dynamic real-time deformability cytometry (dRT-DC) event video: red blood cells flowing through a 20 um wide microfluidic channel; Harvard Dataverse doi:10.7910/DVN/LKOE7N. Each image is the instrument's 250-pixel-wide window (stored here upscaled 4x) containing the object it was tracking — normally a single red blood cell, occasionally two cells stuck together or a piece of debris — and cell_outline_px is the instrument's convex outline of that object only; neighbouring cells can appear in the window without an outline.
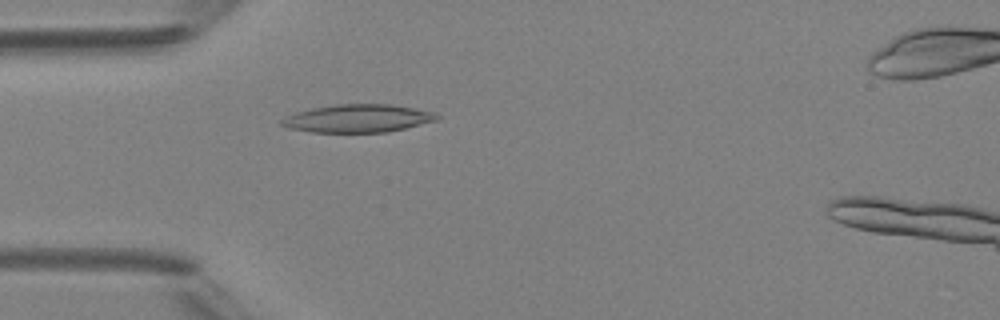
{"species": "Egyptian fruit bat (a non-hibernating species)", "species_latin": "Rousettus aegyptiacus", "temperature_condition": "room temperature", "stored_images_in_passage": 4, "camera_frame_rate_fps": 3000, "um_per_image_px": 0.085, "animal": {"sex": "female"}, "frame": {"image": 1, "passage_image": 4, "time_ms": 3.333, "image_size_px": [1000, 320], "cell_outline_px": [[440, 116], [436, 120], [404, 128], [384, 132], [312, 132], [288, 128], [280, 124], [280, 120], [284, 116], [296, 112], [312, 108], [336, 104], [392, 104], [432, 112]], "centroid_in_image_um": [30.34, 10.06], "position_along_channel_um": 54.7, "area_um2": 25.09}}